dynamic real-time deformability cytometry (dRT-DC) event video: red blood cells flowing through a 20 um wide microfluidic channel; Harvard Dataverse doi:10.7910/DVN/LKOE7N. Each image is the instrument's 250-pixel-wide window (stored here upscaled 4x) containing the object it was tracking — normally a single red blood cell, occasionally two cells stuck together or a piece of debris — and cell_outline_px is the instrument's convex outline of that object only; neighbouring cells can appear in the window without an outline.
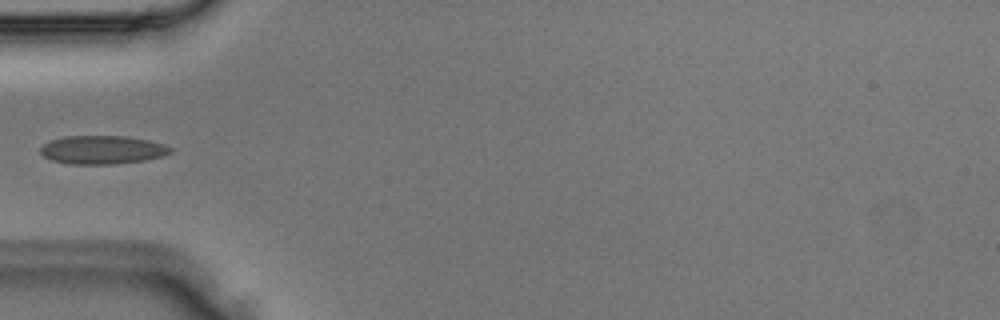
{"species": "Egyptian fruit bat (a non-hibernating species)", "species_latin": "Rousettus aegyptiacus", "temperature_condition": "room temperature", "stored_images_in_passage": 2, "camera_frame_rate_fps": 3000, "um_per_image_px": 0.085, "animal": {"sex": "male"}, "frame": {"image": 1, "passage_image": 2, "time_ms": 0.333, "image_size_px": [1000, 320], "cell_outline_px": [[172, 152], [160, 156], [144, 160], [112, 164], [72, 164], [52, 160], [44, 156], [40, 152], [40, 148], [44, 144], [52, 140], [64, 136], [128, 136], [148, 140], [164, 144], [172, 148]], "centroid_in_image_um": [8.7, 12.73], "position_along_channel_um": 76.3, "area_um2": 21.39}}